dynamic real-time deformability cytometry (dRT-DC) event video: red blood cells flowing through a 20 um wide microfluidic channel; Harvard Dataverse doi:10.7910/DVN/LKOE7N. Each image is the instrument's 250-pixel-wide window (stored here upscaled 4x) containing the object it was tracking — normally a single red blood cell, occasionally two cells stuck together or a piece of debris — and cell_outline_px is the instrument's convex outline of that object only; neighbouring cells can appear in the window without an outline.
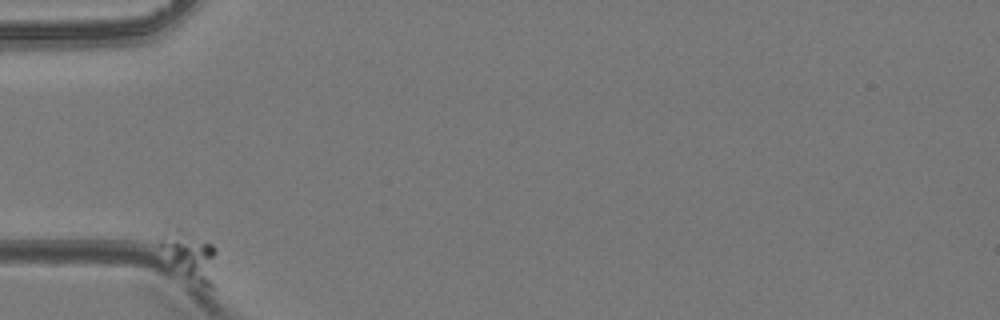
{"species": "common noctule bat (a hibernating species)", "species_latin": "Nyctalus noctula", "temperature_condition": "room temperature", "stored_images_in_passage": 4, "camera_frame_rate_fps": 3000, "um_per_image_px": 0.085, "animal": {"sex": "female", "body_mass_g": 24.6, "forearm_length_mm": 56.2}, "frame": {"image": 1, "passage_image": 1, "time_ms": 0.0, "image_size_px": [1000, 320], "cell_outline_px": [[216, 252], [212, 288], [208, 288], [188, 276], [156, 244], [164, 232], [176, 228], [180, 228], [212, 244], [216, 248]], "centroid_in_image_um": [16.17, 21.65], "position_along_channel_um": 68.8, "area_um2": 15.03}}
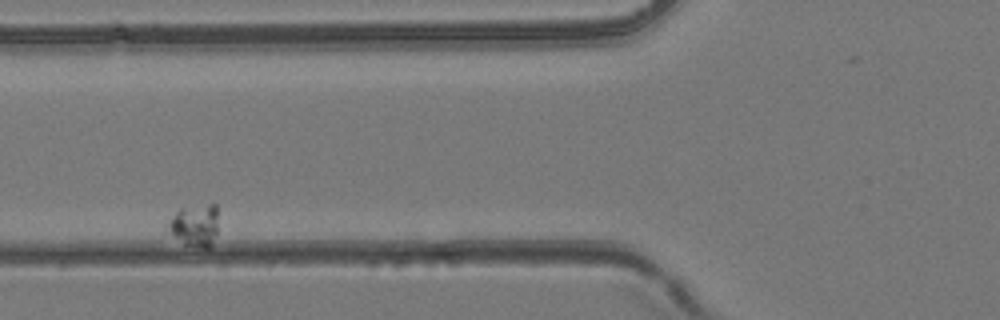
{"frame": {"image": 2, "passage_image": 3, "time_ms": 2.0, "image_size_px": [1000, 320], "cell_outline_px": [[216, 232], [212, 244], [208, 248], [204, 248], [184, 244], [160, 236], [168, 220], [180, 208], [208, 204], [216, 204]], "centroid_in_image_um": [16.38, 19.21], "position_along_channel_um": 109.4, "area_um2": 13.12}}
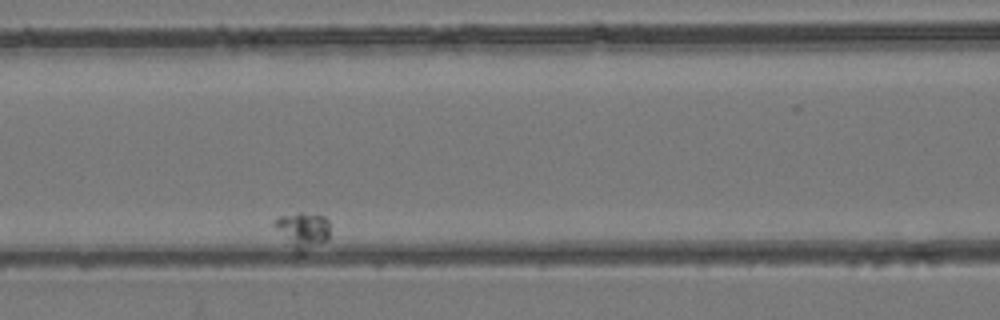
{"frame": {"image": 3, "passage_image": 4, "time_ms": 3.333, "image_size_px": [1000, 320], "cell_outline_px": [[328, 240], [300, 256], [296, 256], [272, 224], [272, 220], [280, 216], [300, 212], [304, 212], [324, 216], [328, 220]], "centroid_in_image_um": [25.69, 19.64], "position_along_channel_um": 140.9, "area_um2": 12.31}}